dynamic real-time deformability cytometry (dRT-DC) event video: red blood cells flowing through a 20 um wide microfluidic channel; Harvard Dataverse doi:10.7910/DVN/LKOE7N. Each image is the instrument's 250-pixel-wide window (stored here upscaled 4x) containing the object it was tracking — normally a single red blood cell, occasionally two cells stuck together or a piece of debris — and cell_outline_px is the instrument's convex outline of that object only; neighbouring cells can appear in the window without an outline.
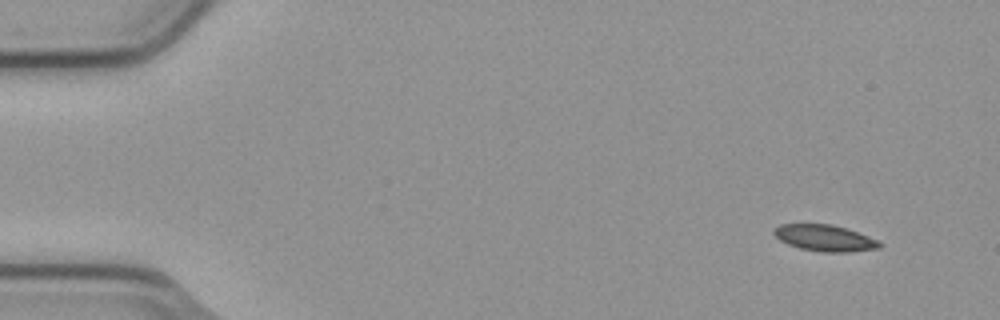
{"species": "common noctule bat (a hibernating species)", "species_latin": "Nyctalus noctula", "temperature_condition": "cold", "stored_images_in_passage": 6, "camera_frame_rate_fps": 3000, "um_per_image_px": 0.085, "animal": {"sex": "male", "body_mass_g": 23.1, "forearm_length_mm": 52.7}, "frame": {"image": 1, "passage_image": 1, "time_ms": 0.0, "image_size_px": [1000, 320], "cell_outline_px": [[884, 244], [880, 248], [848, 252], [824, 252], [800, 248], [788, 244], [780, 240], [772, 232], [772, 228], [780, 224], [832, 224], [880, 240]], "centroid_in_image_um": [70.11, 20.23], "position_along_channel_um": 14.9, "area_um2": 16.24}}
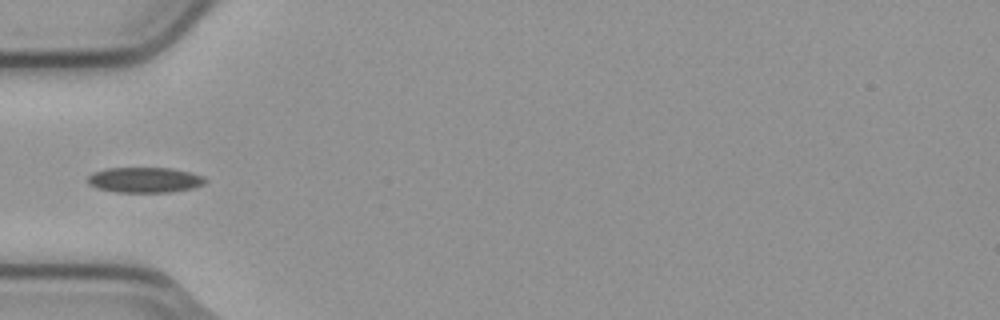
{"frame": {"image": 2, "passage_image": 5, "time_ms": 1.333, "image_size_px": [1000, 320], "cell_outline_px": [[208, 180], [204, 184], [192, 188], [172, 192], [116, 192], [96, 188], [88, 184], [88, 176], [92, 172], [108, 168], [172, 168], [204, 176]], "centroid_in_image_um": [12.3, 15.29], "position_along_channel_um": 72.7, "area_um2": 17.46}}
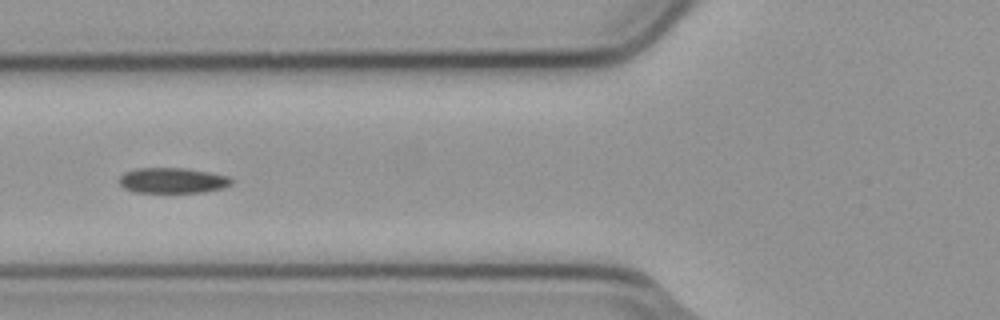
{"frame": {"image": 3, "passage_image": 6, "time_ms": 1.667, "image_size_px": [1000, 320], "cell_outline_px": [[232, 184], [224, 188], [204, 192], [136, 192], [124, 188], [116, 180], [124, 172], [136, 168], [184, 168], [208, 172], [228, 176], [232, 180]], "centroid_in_image_um": [14.64, 15.34], "position_along_channel_um": 111.2, "area_um2": 16.7}}